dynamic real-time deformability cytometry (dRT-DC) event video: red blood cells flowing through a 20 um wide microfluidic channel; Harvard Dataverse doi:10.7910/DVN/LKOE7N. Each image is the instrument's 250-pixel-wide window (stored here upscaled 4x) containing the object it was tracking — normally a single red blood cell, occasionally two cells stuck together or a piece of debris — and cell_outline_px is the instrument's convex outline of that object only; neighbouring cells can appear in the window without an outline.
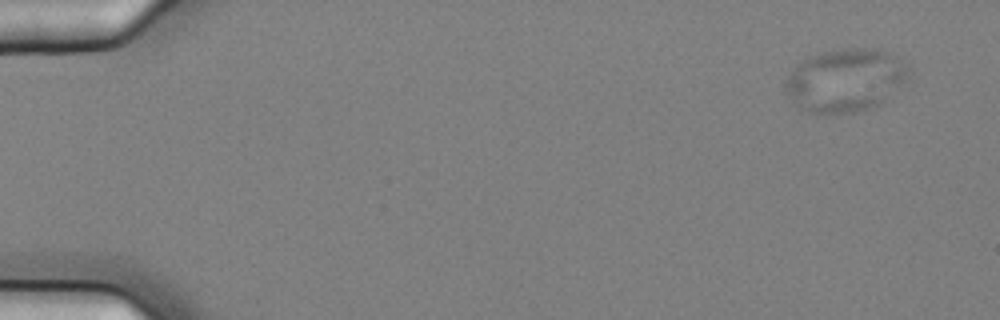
{"species": "common noctule bat (a hibernating species)", "species_latin": "Nyctalus noctula", "temperature_condition": "cold", "stored_images_in_passage": 6, "camera_frame_rate_fps": 3000, "um_per_image_px": 0.085, "animal": {"sex": "female", "body_mass_g": 25.1}, "frame": {"image": 1, "passage_image": 1, "time_ms": 0.0, "image_size_px": [1000, 320], "cell_outline_px": [[908, 76], [876, 104], [852, 112], [812, 112], [800, 108], [792, 100], [788, 92], [784, 80], [796, 64], [808, 56], [820, 52], [852, 48], [880, 48], [892, 52], [908, 64]], "centroid_in_image_um": [71.82, 6.74], "position_along_channel_um": 13.2, "area_um2": 44.27}}
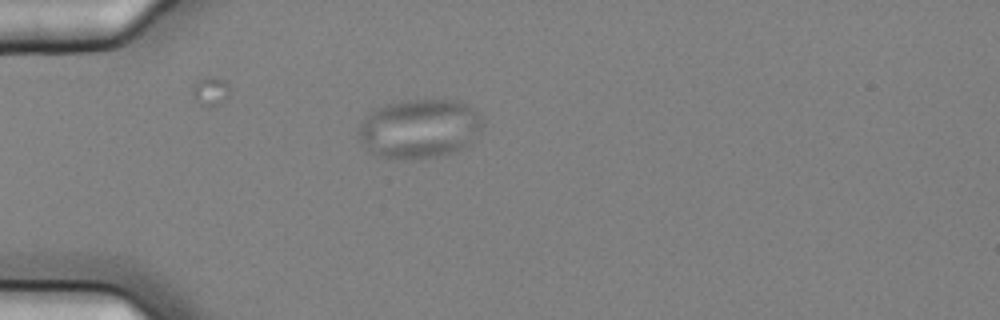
{"frame": {"image": 2, "passage_image": 5, "time_ms": 1.333, "image_size_px": [1000, 320], "cell_outline_px": [[484, 124], [480, 132], [472, 144], [456, 152], [444, 156], [404, 160], [380, 156], [372, 152], [368, 148], [360, 136], [360, 124], [368, 112], [376, 108], [388, 104], [404, 100], [460, 100], [480, 112]], "centroid_in_image_um": [35.76, 10.94], "position_along_channel_um": 49.2, "area_um2": 43.29}}